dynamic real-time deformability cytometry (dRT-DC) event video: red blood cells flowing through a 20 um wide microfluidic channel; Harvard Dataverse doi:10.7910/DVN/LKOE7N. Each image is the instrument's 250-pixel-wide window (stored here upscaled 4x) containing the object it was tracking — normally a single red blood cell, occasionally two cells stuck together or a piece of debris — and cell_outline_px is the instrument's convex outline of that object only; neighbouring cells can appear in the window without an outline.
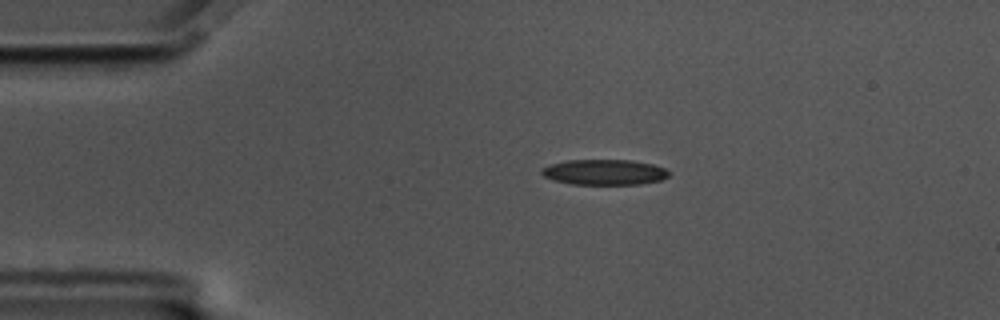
{"species": "common noctule bat (a hibernating species)", "species_latin": "Nyctalus noctula", "temperature_condition": "cold", "stored_images_in_passage": 47, "camera_frame_rate_fps": 3000, "um_per_image_px": 0.085, "animal": {"sex": "male", "body_mass_g": 17.5, "forearm_length_mm": 52.3}, "frame": {"image": 1, "passage_image": 1, "time_ms": 0.0, "image_size_px": [1000, 320], "cell_outline_px": [[668, 176], [660, 180], [640, 184], [572, 184], [552, 180], [544, 176], [540, 172], [544, 168], [552, 164], [568, 160], [632, 160], [652, 164], [664, 168], [668, 172]], "centroid_in_image_um": [51.36, 14.63], "position_along_channel_um": 33.6, "area_um2": 18.67}}
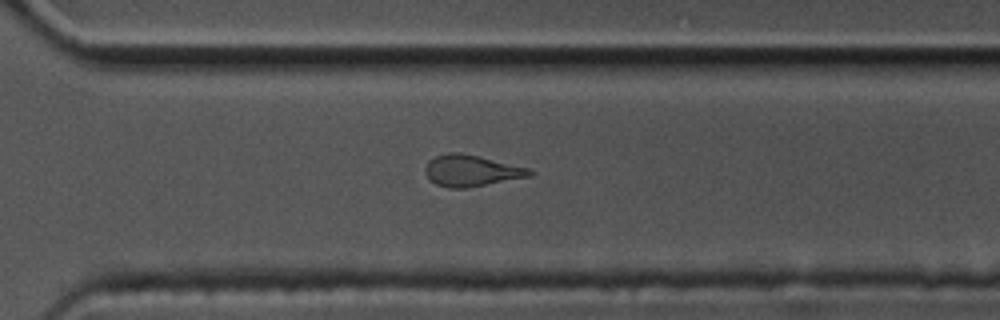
{"frame": {"image": 2, "passage_image": 30, "time_ms": 9.667, "image_size_px": [1000, 320], "cell_outline_px": [[532, 176], [468, 188], [448, 188], [436, 184], [424, 172], [424, 168], [428, 160], [436, 156], [448, 152], [460, 152], [480, 156], [528, 168], [532, 172]], "centroid_in_image_um": [40.04, 14.5], "position_along_channel_um": 330.6, "area_um2": 19.13}}
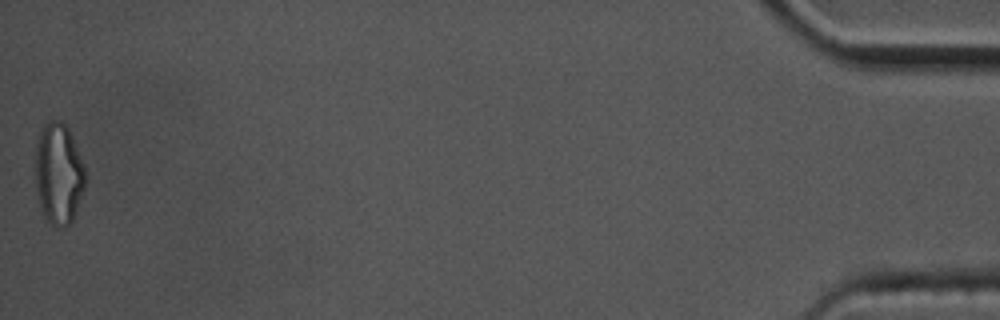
{"frame": {"image": 3, "passage_image": 47, "time_ms": 15.333, "image_size_px": [1000, 320], "cell_outline_px": [[84, 188], [72, 220], [64, 228], [56, 228], [44, 216], [40, 204], [36, 188], [36, 144], [40, 132], [44, 124], [48, 120], [60, 120], [68, 128], [72, 136], [84, 164]], "centroid_in_image_um": [4.97, 14.75], "position_along_channel_um": 430.2, "area_um2": 29.19}, "authors_computed_cell_mechanics": {"area_um2": 19.5942, "velocity_mm_per_s": 3.4807, "shape_relaxation_time_tau1_ms": 5.4407, "shape_relaxation_time_tau2_ms": 3.2205, "deformation_change_tau1": 0.1684, "deformation_change_tau2": 0.1105}}